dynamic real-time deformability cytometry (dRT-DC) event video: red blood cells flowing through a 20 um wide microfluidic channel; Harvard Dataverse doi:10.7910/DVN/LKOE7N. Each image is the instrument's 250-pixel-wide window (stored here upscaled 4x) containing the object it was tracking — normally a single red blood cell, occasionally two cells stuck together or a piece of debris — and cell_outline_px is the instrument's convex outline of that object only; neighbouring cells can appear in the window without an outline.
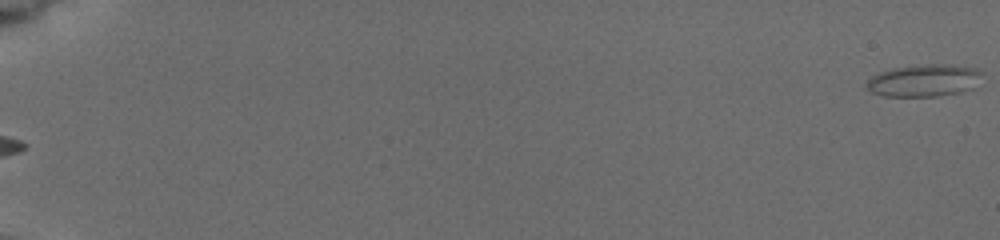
{"species": "common noctule bat (a hibernating species)", "species_latin": "Nyctalus noctula", "temperature_condition": "cold", "stored_images_in_passage": 5, "camera_frame_rate_fps": 3000, "um_per_image_px": 0.085, "animal": {"sex": "female", "body_mass_g": 19.5, "forearm_length_mm": 54.1}, "frame": {"image": 1, "passage_image": 5, "time_ms": 4.333, "image_size_px": [1000, 240], "cell_outline_px": [[984, 72], [972, 88], [956, 92], [936, 96], [884, 96], [872, 92], [864, 84], [872, 76], [880, 72], [892, 68], [932, 64], [948, 64], [976, 68]], "centroid_in_image_um": [78.53, 6.83], "position_along_channel_um": 6.5, "area_um2": 21.39}}